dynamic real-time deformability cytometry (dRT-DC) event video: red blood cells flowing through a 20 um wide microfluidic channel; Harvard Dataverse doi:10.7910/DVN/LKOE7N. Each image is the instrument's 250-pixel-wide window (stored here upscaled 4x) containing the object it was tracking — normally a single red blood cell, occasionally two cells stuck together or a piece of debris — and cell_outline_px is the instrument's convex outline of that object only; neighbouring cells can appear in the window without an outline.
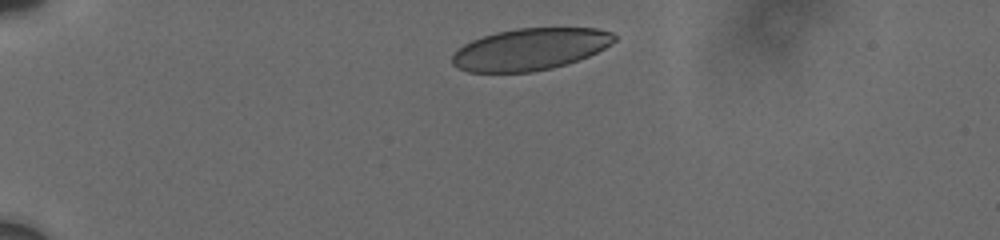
{"species": "human", "species_latin": "Homo sapiens", "temperature_condition": "cold", "stored_images_in_passage": 5, "camera_frame_rate_fps": 3000, "um_per_image_px": 0.085, "donor": {"sex": "male"}, "frame": {"image": 1, "passage_image": 1, "time_ms": 0.0, "image_size_px": [1000, 240], "cell_outline_px": [[616, 40], [604, 48], [588, 56], [552, 68], [532, 72], [468, 72], [452, 64], [452, 56], [464, 44], [472, 40], [496, 32], [516, 28], [596, 28], [612, 32], [616, 36]], "centroid_in_image_um": [45.06, 4.18], "position_along_channel_um": 39.9, "area_um2": 39.25}}
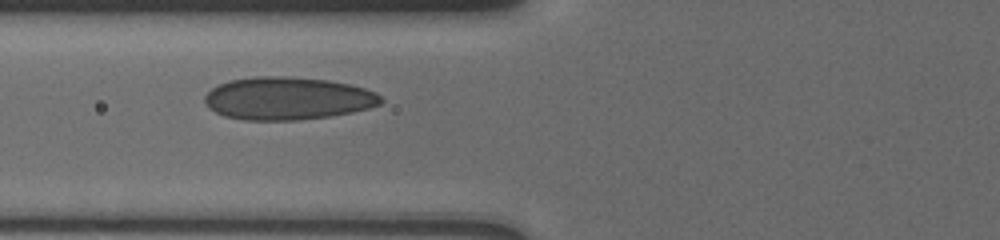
{"frame": {"image": 2, "passage_image": 4, "time_ms": 3.333, "image_size_px": [1000, 240], "cell_outline_px": [[384, 100], [380, 104], [368, 108], [352, 112], [328, 116], [296, 120], [244, 120], [224, 116], [216, 112], [204, 100], [204, 96], [212, 88], [228, 80], [256, 76], [288, 76], [328, 80], [348, 84], [364, 88], [376, 92]], "centroid_in_image_um": [24.45, 8.36], "position_along_channel_um": 101.3, "area_um2": 43.75}}
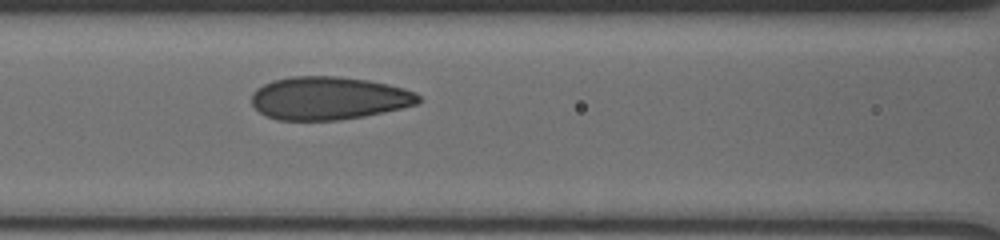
{"frame": {"image": 3, "passage_image": 5, "time_ms": 4.333, "image_size_px": [1000, 240], "cell_outline_px": [[420, 100], [416, 104], [384, 112], [364, 116], [340, 120], [280, 120], [268, 116], [260, 112], [252, 104], [252, 92], [256, 88], [272, 80], [288, 76], [340, 76], [368, 80], [388, 84], [404, 88], [416, 92], [420, 96]], "centroid_in_image_um": [27.93, 8.33], "position_along_channel_um": 138.7, "area_um2": 41.96}}